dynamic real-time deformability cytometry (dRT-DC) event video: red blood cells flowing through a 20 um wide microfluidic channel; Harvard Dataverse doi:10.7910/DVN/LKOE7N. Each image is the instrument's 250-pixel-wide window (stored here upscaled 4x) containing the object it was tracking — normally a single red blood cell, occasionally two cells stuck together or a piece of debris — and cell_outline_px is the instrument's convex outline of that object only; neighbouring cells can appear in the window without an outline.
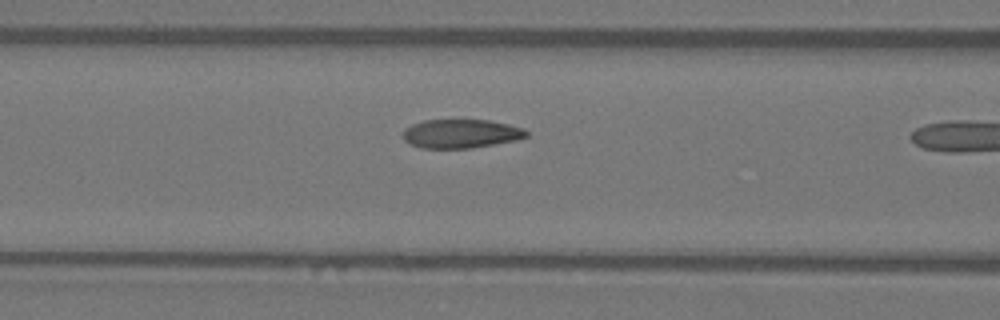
{"species": "Egyptian fruit bat (a non-hibernating species)", "species_latin": "Rousettus aegyptiacus", "temperature_condition": "warm", "stored_images_in_passage": 10, "camera_frame_rate_fps": 3000, "um_per_image_px": 0.085, "animal": {"sex": "female"}, "frame": {"image": 1, "passage_image": 9, "time_ms": 2.667, "image_size_px": [1000, 320], "cell_outline_px": [[528, 136], [516, 140], [472, 148], [420, 148], [408, 144], [404, 140], [404, 128], [412, 124], [424, 120], [488, 120], [508, 124], [524, 128], [528, 132]], "centroid_in_image_um": [39.17, 11.36], "position_along_channel_um": 127.4, "area_um2": 20.81}}